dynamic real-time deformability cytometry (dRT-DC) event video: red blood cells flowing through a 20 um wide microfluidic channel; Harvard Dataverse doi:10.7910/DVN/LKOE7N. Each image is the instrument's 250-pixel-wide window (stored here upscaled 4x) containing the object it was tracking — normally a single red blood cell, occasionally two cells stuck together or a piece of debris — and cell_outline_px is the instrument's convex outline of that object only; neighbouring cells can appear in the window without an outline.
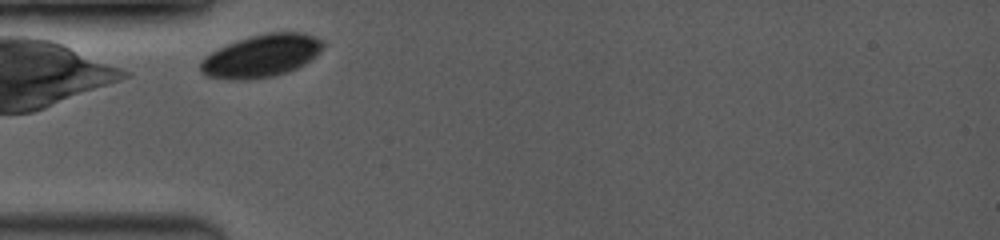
{"species": "common noctule bat (a hibernating species)", "species_latin": "Nyctalus noctula", "temperature_condition": "room temperature", "stored_images_in_passage": 2, "camera_frame_rate_fps": 3500, "um_per_image_px": 0.085, "animal": {"sex": "female", "body_mass_g": 19.0, "forearm_length_mm": 53.3}, "frame": {"image": 1, "passage_image": 1, "time_ms": 0.0, "image_size_px": [1000, 240], "cell_outline_px": [[324, 48], [316, 56], [304, 64], [296, 68], [272, 76], [244, 80], [208, 76], [200, 72], [200, 60], [204, 56], [228, 44], [248, 36], [268, 32], [300, 32], [324, 40]], "centroid_in_image_um": [22.23, 4.73], "position_along_channel_um": 62.8, "area_um2": 30.17}}
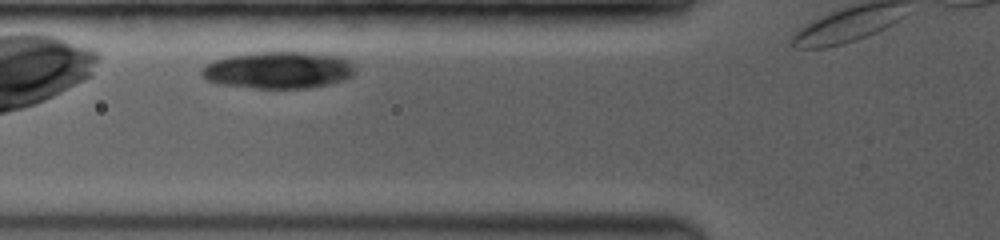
{"frame": {"image": 2, "passage_image": 2, "time_ms": 1.143, "image_size_px": [1000, 240], "cell_outline_px": [[356, 72], [352, 76], [344, 80], [328, 84], [308, 88], [256, 88], [216, 84], [208, 80], [200, 72], [208, 64], [216, 60], [228, 56], [256, 52], [304, 52], [340, 56], [348, 60], [356, 68]], "centroid_in_image_um": [23.71, 5.96], "position_along_channel_um": 102.1, "area_um2": 33.0}}